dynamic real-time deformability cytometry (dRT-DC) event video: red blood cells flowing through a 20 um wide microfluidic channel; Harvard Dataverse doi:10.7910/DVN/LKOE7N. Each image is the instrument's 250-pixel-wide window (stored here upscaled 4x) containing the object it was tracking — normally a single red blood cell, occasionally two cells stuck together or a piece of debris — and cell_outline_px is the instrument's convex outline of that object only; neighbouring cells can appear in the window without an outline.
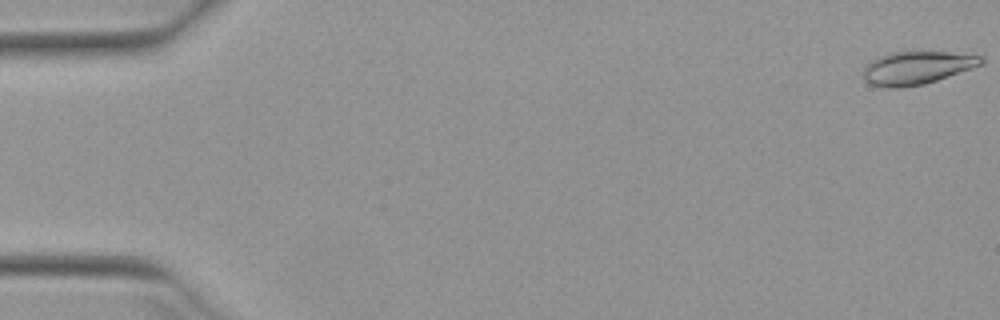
{"species": "Egyptian fruit bat (a non-hibernating species)", "species_latin": "Rousettus aegyptiacus", "temperature_condition": "warm", "stored_images_in_passage": 52, "camera_frame_rate_fps": 3000, "um_per_image_px": 0.085, "animal": {"sex": "female"}, "frame": {"image": 1, "passage_image": 1, "time_ms": 0.0, "image_size_px": [1000, 320], "cell_outline_px": [[984, 64], [924, 84], [900, 88], [884, 88], [868, 84], [864, 80], [860, 72], [872, 60], [888, 52], [908, 48], [948, 52], [984, 56]], "centroid_in_image_um": [77.88, 5.72], "position_along_channel_um": 7.1, "area_um2": 23.76}}
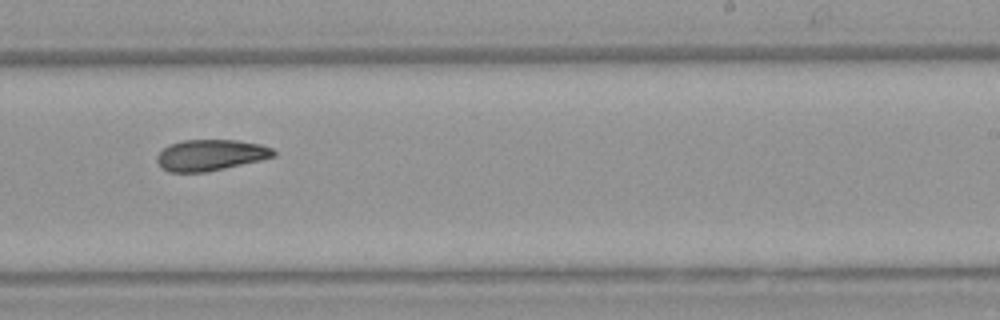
{"frame": {"image": 2, "passage_image": 33, "time_ms": 10.667, "image_size_px": [1000, 320], "cell_outline_px": [[276, 156], [260, 160], [224, 168], [204, 172], [168, 172], [160, 168], [156, 160], [156, 156], [168, 144], [184, 140], [236, 140], [260, 144], [272, 148], [276, 152]], "centroid_in_image_um": [17.86, 13.18], "position_along_channel_um": 271.1, "area_um2": 21.15}}
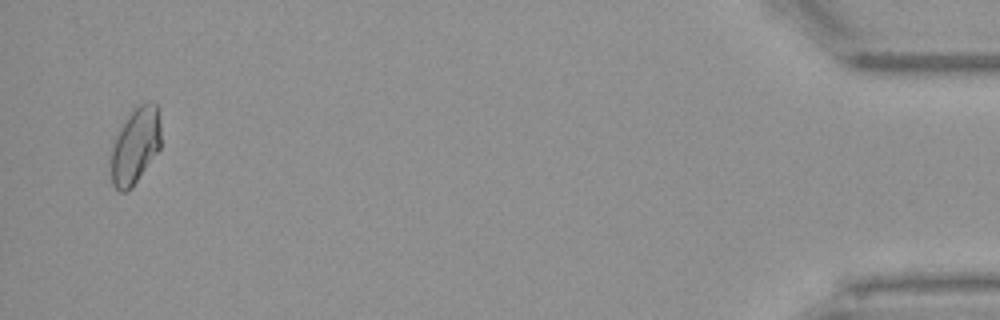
{"frame": {"image": 3, "passage_image": 51, "time_ms": 16.667, "image_size_px": [1000, 320], "cell_outline_px": [[160, 148], [132, 188], [124, 192], [120, 192], [112, 184], [112, 148], [116, 136], [124, 120], [140, 104], [148, 100], [156, 104], [160, 120]], "centroid_in_image_um": [11.52, 12.38], "position_along_channel_um": 423.7, "area_um2": 21.91}, "authors_computed_cell_mechanics": {"area_um2": 21.8484, "velocity_mm_per_s": 3.9443, "shape_relaxation_time_tau1_ms": 10.2826, "shape_relaxation_time_tau2_ms": 5.0136, "deformation_change_tau1": 0.2017, "deformation_change_tau2": 0.1094}}